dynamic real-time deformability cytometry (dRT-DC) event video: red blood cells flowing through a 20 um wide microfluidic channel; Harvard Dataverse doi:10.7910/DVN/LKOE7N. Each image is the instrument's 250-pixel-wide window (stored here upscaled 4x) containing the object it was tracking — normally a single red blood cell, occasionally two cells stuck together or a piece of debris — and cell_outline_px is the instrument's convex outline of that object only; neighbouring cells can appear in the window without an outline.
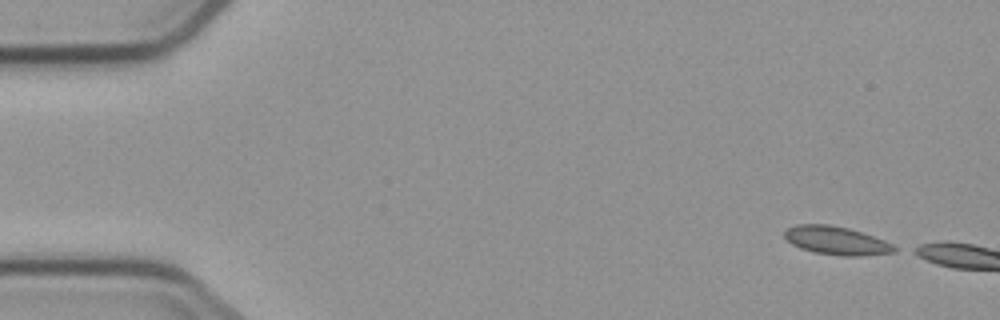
{"species": "common noctule bat (a hibernating species)", "species_latin": "Nyctalus noctula", "temperature_condition": "cold", "stored_images_in_passage": 9, "segment_of_instrument_passage": [1, 2], "camera_frame_rate_fps": 3000, "um_per_image_px": 0.085, "animal": {"sex": "male", "body_mass_g": 23.1, "forearm_length_mm": 52.7}, "frame": {"image": 1, "passage_image": 1, "time_ms": 0.0, "image_size_px": [1000, 320], "cell_outline_px": [[900, 248], [896, 252], [860, 256], [844, 256], [816, 252], [800, 248], [792, 244], [784, 236], [784, 232], [788, 228], [796, 224], [828, 224], [848, 228], [884, 240]], "centroid_in_image_um": [71.12, 20.45], "position_along_channel_um": 13.9, "area_um2": 18.03}}
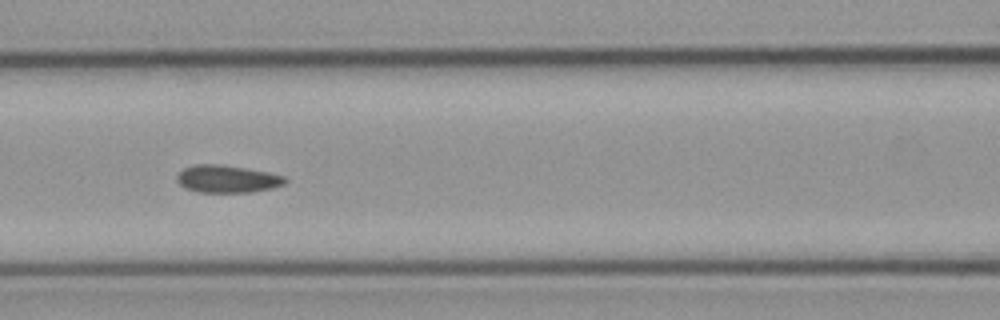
{"frame": {"image": 2, "passage_image": 7, "time_ms": 6.667, "image_size_px": [1000, 320], "cell_outline_px": [[288, 180], [284, 184], [272, 188], [252, 192], [196, 192], [180, 184], [176, 180], [176, 176], [184, 168], [196, 164], [220, 164], [268, 172], [284, 176]], "centroid_in_image_um": [19.32, 15.21], "position_along_channel_um": 147.3, "area_um2": 17.22}}
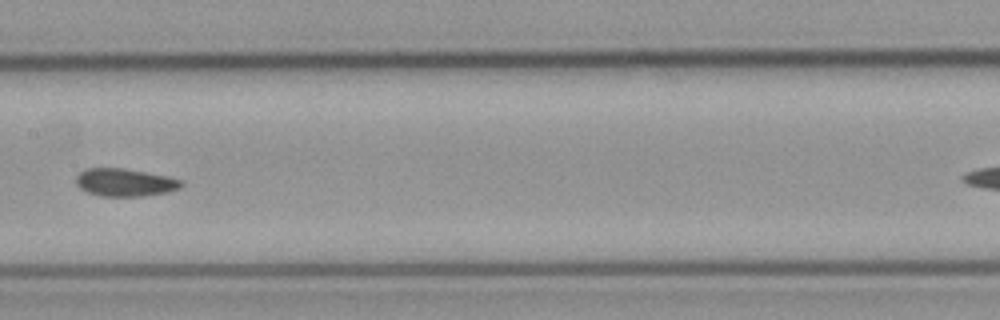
{"frame": {"image": 3, "passage_image": 8, "time_ms": 8.0, "image_size_px": [1000, 320], "cell_outline_px": [[184, 184], [180, 188], [168, 192], [140, 196], [100, 196], [88, 192], [80, 188], [76, 184], [76, 176], [84, 168], [124, 168], [168, 176], [180, 180]], "centroid_in_image_um": [10.6, 15.5], "position_along_channel_um": 196.8, "area_um2": 17.05}}